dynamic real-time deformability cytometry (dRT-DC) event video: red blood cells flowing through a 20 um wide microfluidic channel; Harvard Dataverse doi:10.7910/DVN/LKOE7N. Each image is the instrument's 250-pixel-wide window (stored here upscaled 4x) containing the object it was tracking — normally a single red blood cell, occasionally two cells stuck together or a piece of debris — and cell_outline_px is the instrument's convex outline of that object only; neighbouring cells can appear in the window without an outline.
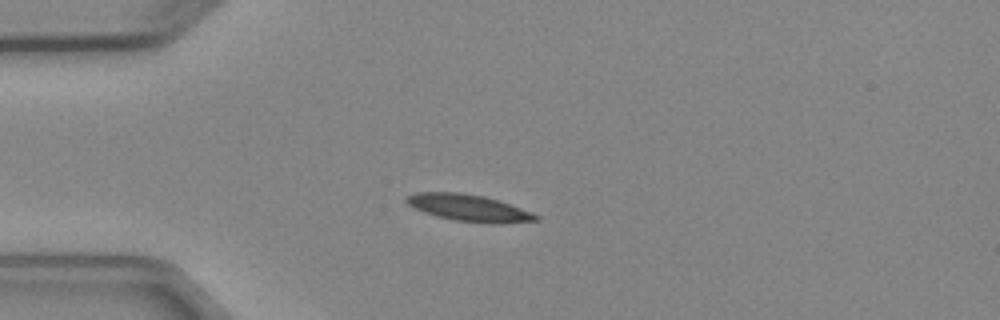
{"species": "Egyptian fruit bat (a non-hibernating species)", "species_latin": "Rousettus aegyptiacus", "temperature_condition": "cold", "stored_images_in_passage": 5, "camera_frame_rate_fps": 3000, "um_per_image_px": 0.085, "animal": {"sex": "female"}, "frame": {"image": 1, "passage_image": 3, "time_ms": 2.333, "image_size_px": [1000, 320], "cell_outline_px": [[540, 220], [500, 224], [492, 224], [452, 220], [436, 216], [424, 212], [408, 204], [404, 200], [404, 196], [416, 192], [460, 192], [484, 196], [532, 212], [540, 216]], "centroid_in_image_um": [39.84, 17.68], "position_along_channel_um": 45.2, "area_um2": 20.29}}